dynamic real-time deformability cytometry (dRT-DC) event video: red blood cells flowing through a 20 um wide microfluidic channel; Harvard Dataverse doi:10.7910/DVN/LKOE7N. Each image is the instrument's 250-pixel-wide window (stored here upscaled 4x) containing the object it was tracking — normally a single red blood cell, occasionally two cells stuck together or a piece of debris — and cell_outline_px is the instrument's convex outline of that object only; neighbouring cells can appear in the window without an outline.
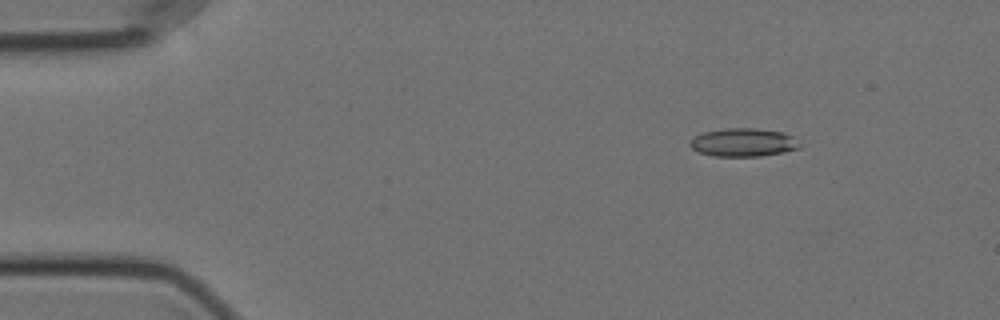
{"species": "Egyptian fruit bat (a non-hibernating species)", "species_latin": "Rousettus aegyptiacus", "temperature_condition": "cold", "stored_images_in_passage": 57, "camera_frame_rate_fps": 3000, "um_per_image_px": 0.085, "animal": {"sex": "female"}, "frame": {"image": 1, "passage_image": 8, "time_ms": 2.333, "image_size_px": [1000, 320], "cell_outline_px": [[800, 148], [784, 152], [760, 156], [716, 156], [700, 152], [692, 148], [688, 144], [696, 136], [704, 132], [724, 128], [756, 128], [784, 132], [792, 136], [800, 144]], "centroid_in_image_um": [63.21, 12.1], "position_along_channel_um": 21.8, "area_um2": 17.98}}
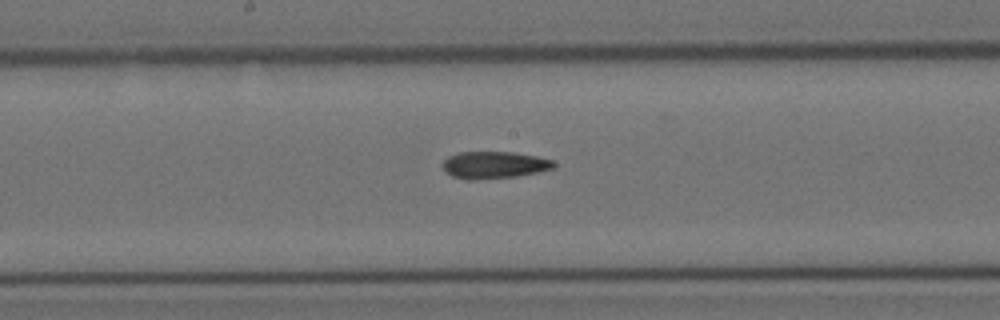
{"frame": {"image": 2, "passage_image": 30, "time_ms": 9.667, "image_size_px": [1000, 320], "cell_outline_px": [[556, 164], [552, 168], [540, 172], [516, 176], [476, 180], [468, 180], [452, 176], [444, 172], [444, 160], [448, 156], [460, 152], [512, 152], [536, 156], [552, 160]], "centroid_in_image_um": [41.99, 14.03], "position_along_channel_um": 206.2, "area_um2": 17.51}}
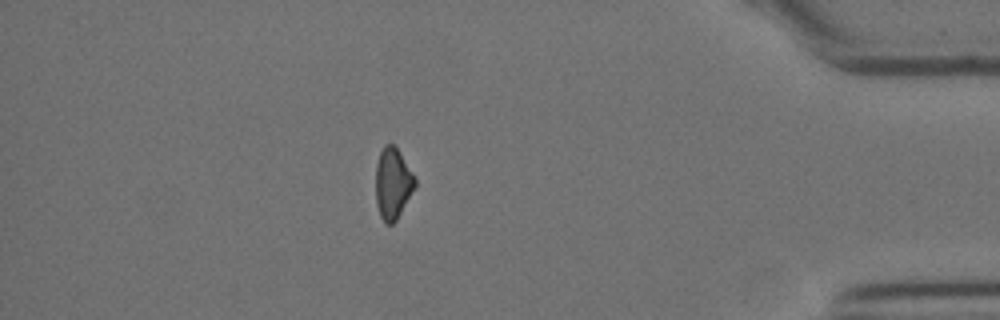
{"frame": {"image": 3, "passage_image": 50, "time_ms": 16.333, "image_size_px": [1000, 320], "cell_outline_px": [[416, 188], [396, 220], [392, 224], [384, 224], [380, 216], [376, 204], [376, 164], [380, 152], [384, 144], [392, 144], [400, 152], [416, 180]], "centroid_in_image_um": [33.38, 15.62], "position_along_channel_um": 401.8, "area_um2": 16.36}}